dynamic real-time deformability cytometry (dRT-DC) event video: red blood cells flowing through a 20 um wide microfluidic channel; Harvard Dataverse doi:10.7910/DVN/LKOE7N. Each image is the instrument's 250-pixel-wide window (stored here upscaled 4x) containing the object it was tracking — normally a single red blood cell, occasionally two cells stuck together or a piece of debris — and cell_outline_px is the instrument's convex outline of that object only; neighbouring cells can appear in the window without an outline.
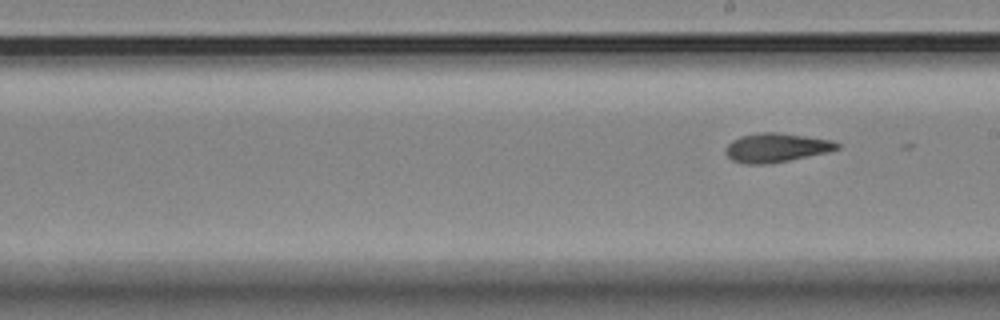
{"species": "Egyptian fruit bat (a non-hibernating species)", "species_latin": "Rousettus aegyptiacus", "temperature_condition": "room temperature", "stored_images_in_passage": 10, "segment_of_instrument_passage": [2, 2], "camera_frame_rate_fps": 3000, "um_per_image_px": 0.085, "animal": {"sex": "female"}, "frame": {"image": 1, "passage_image": 10, "time_ms": 3.0, "image_size_px": [1000, 320], "cell_outline_px": [[840, 148], [824, 152], [788, 160], [764, 164], [748, 164], [732, 160], [724, 152], [724, 148], [732, 140], [740, 136], [760, 132], [776, 132], [832, 140], [840, 144]], "centroid_in_image_um": [65.92, 12.54], "position_along_channel_um": 223.1, "area_um2": 18.55}}